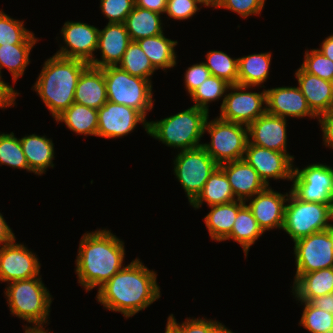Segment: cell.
Returning a JSON list of instances; mask_svg holds the SVG:
<instances>
[{"mask_svg": "<svg viewBox=\"0 0 333 333\" xmlns=\"http://www.w3.org/2000/svg\"><path fill=\"white\" fill-rule=\"evenodd\" d=\"M60 33L66 46L60 47L56 55L79 59L88 64L93 61L95 58L93 52L98 47V28L86 23L67 21Z\"/></svg>", "mask_w": 333, "mask_h": 333, "instance_id": "obj_15", "label": "cell"}, {"mask_svg": "<svg viewBox=\"0 0 333 333\" xmlns=\"http://www.w3.org/2000/svg\"><path fill=\"white\" fill-rule=\"evenodd\" d=\"M20 143L31 172L41 176L48 167H54V144L51 139L32 134L21 138Z\"/></svg>", "mask_w": 333, "mask_h": 333, "instance_id": "obj_25", "label": "cell"}, {"mask_svg": "<svg viewBox=\"0 0 333 333\" xmlns=\"http://www.w3.org/2000/svg\"><path fill=\"white\" fill-rule=\"evenodd\" d=\"M24 21L11 18L0 11V46L16 44H36L38 41L34 34L27 30Z\"/></svg>", "mask_w": 333, "mask_h": 333, "instance_id": "obj_35", "label": "cell"}, {"mask_svg": "<svg viewBox=\"0 0 333 333\" xmlns=\"http://www.w3.org/2000/svg\"><path fill=\"white\" fill-rule=\"evenodd\" d=\"M35 44H16L0 46V76L2 68H7L13 81L22 77L30 62L29 54Z\"/></svg>", "mask_w": 333, "mask_h": 333, "instance_id": "obj_33", "label": "cell"}, {"mask_svg": "<svg viewBox=\"0 0 333 333\" xmlns=\"http://www.w3.org/2000/svg\"><path fill=\"white\" fill-rule=\"evenodd\" d=\"M267 113L282 118L318 117L311 111L299 87H276L266 90Z\"/></svg>", "mask_w": 333, "mask_h": 333, "instance_id": "obj_19", "label": "cell"}, {"mask_svg": "<svg viewBox=\"0 0 333 333\" xmlns=\"http://www.w3.org/2000/svg\"><path fill=\"white\" fill-rule=\"evenodd\" d=\"M219 167L226 174L237 200L246 202L267 187L257 171L244 159L227 162Z\"/></svg>", "mask_w": 333, "mask_h": 333, "instance_id": "obj_22", "label": "cell"}, {"mask_svg": "<svg viewBox=\"0 0 333 333\" xmlns=\"http://www.w3.org/2000/svg\"><path fill=\"white\" fill-rule=\"evenodd\" d=\"M4 164L31 172L20 139L16 138L13 132L0 134V165Z\"/></svg>", "mask_w": 333, "mask_h": 333, "instance_id": "obj_38", "label": "cell"}, {"mask_svg": "<svg viewBox=\"0 0 333 333\" xmlns=\"http://www.w3.org/2000/svg\"><path fill=\"white\" fill-rule=\"evenodd\" d=\"M196 2L200 5L203 4V6L205 5L206 7L212 6L214 8H219L221 0H196Z\"/></svg>", "mask_w": 333, "mask_h": 333, "instance_id": "obj_52", "label": "cell"}, {"mask_svg": "<svg viewBox=\"0 0 333 333\" xmlns=\"http://www.w3.org/2000/svg\"><path fill=\"white\" fill-rule=\"evenodd\" d=\"M210 71L202 62L196 63L186 70L184 81L185 87L189 94H191L200 84H202L209 76Z\"/></svg>", "mask_w": 333, "mask_h": 333, "instance_id": "obj_45", "label": "cell"}, {"mask_svg": "<svg viewBox=\"0 0 333 333\" xmlns=\"http://www.w3.org/2000/svg\"><path fill=\"white\" fill-rule=\"evenodd\" d=\"M326 146L333 148V113L321 117L319 120Z\"/></svg>", "mask_w": 333, "mask_h": 333, "instance_id": "obj_47", "label": "cell"}, {"mask_svg": "<svg viewBox=\"0 0 333 333\" xmlns=\"http://www.w3.org/2000/svg\"><path fill=\"white\" fill-rule=\"evenodd\" d=\"M15 239V235L11 228L7 225L3 215L0 213V247L12 242Z\"/></svg>", "mask_w": 333, "mask_h": 333, "instance_id": "obj_50", "label": "cell"}, {"mask_svg": "<svg viewBox=\"0 0 333 333\" xmlns=\"http://www.w3.org/2000/svg\"><path fill=\"white\" fill-rule=\"evenodd\" d=\"M107 101L103 69L88 65L78 78L74 103L98 110Z\"/></svg>", "mask_w": 333, "mask_h": 333, "instance_id": "obj_23", "label": "cell"}, {"mask_svg": "<svg viewBox=\"0 0 333 333\" xmlns=\"http://www.w3.org/2000/svg\"><path fill=\"white\" fill-rule=\"evenodd\" d=\"M304 303V310L299 322L310 333H333V314L312 306L309 302Z\"/></svg>", "mask_w": 333, "mask_h": 333, "instance_id": "obj_39", "label": "cell"}, {"mask_svg": "<svg viewBox=\"0 0 333 333\" xmlns=\"http://www.w3.org/2000/svg\"><path fill=\"white\" fill-rule=\"evenodd\" d=\"M139 122L148 134L149 121L139 111L107 101L98 109L97 136L108 139L122 137L132 132Z\"/></svg>", "mask_w": 333, "mask_h": 333, "instance_id": "obj_13", "label": "cell"}, {"mask_svg": "<svg viewBox=\"0 0 333 333\" xmlns=\"http://www.w3.org/2000/svg\"><path fill=\"white\" fill-rule=\"evenodd\" d=\"M235 200L237 199L231 189L228 178L218 166L206 181L201 193L190 205L195 209H199L203 202H206L210 207L230 203Z\"/></svg>", "mask_w": 333, "mask_h": 333, "instance_id": "obj_27", "label": "cell"}, {"mask_svg": "<svg viewBox=\"0 0 333 333\" xmlns=\"http://www.w3.org/2000/svg\"><path fill=\"white\" fill-rule=\"evenodd\" d=\"M251 87L230 85L231 93H226L221 104L219 118L249 126L258 117L267 112L266 89L262 92H246ZM245 91V92H244ZM265 104L263 107L262 105Z\"/></svg>", "mask_w": 333, "mask_h": 333, "instance_id": "obj_12", "label": "cell"}, {"mask_svg": "<svg viewBox=\"0 0 333 333\" xmlns=\"http://www.w3.org/2000/svg\"><path fill=\"white\" fill-rule=\"evenodd\" d=\"M209 112L191 106L183 112L160 121L148 122V134L174 149L181 151L201 147L205 124Z\"/></svg>", "mask_w": 333, "mask_h": 333, "instance_id": "obj_4", "label": "cell"}, {"mask_svg": "<svg viewBox=\"0 0 333 333\" xmlns=\"http://www.w3.org/2000/svg\"><path fill=\"white\" fill-rule=\"evenodd\" d=\"M222 323L203 318H186L181 325L176 322L173 314L169 315L166 328L170 333H214Z\"/></svg>", "mask_w": 333, "mask_h": 333, "instance_id": "obj_40", "label": "cell"}, {"mask_svg": "<svg viewBox=\"0 0 333 333\" xmlns=\"http://www.w3.org/2000/svg\"><path fill=\"white\" fill-rule=\"evenodd\" d=\"M285 205L283 229L293 241L328 230L333 221V205L305 202L291 192Z\"/></svg>", "mask_w": 333, "mask_h": 333, "instance_id": "obj_7", "label": "cell"}, {"mask_svg": "<svg viewBox=\"0 0 333 333\" xmlns=\"http://www.w3.org/2000/svg\"><path fill=\"white\" fill-rule=\"evenodd\" d=\"M207 62H203L210 74L225 80L230 85L237 84L238 58H232L222 51H209L206 55Z\"/></svg>", "mask_w": 333, "mask_h": 333, "instance_id": "obj_36", "label": "cell"}, {"mask_svg": "<svg viewBox=\"0 0 333 333\" xmlns=\"http://www.w3.org/2000/svg\"><path fill=\"white\" fill-rule=\"evenodd\" d=\"M285 118L265 113L248 126L249 143L263 148L287 153V132ZM251 138V139H250Z\"/></svg>", "mask_w": 333, "mask_h": 333, "instance_id": "obj_18", "label": "cell"}, {"mask_svg": "<svg viewBox=\"0 0 333 333\" xmlns=\"http://www.w3.org/2000/svg\"><path fill=\"white\" fill-rule=\"evenodd\" d=\"M214 333H233L231 330L227 329L224 325H221Z\"/></svg>", "mask_w": 333, "mask_h": 333, "instance_id": "obj_54", "label": "cell"}, {"mask_svg": "<svg viewBox=\"0 0 333 333\" xmlns=\"http://www.w3.org/2000/svg\"><path fill=\"white\" fill-rule=\"evenodd\" d=\"M295 76L308 106L319 119L333 113L332 82L310 74L302 67L296 70Z\"/></svg>", "mask_w": 333, "mask_h": 333, "instance_id": "obj_21", "label": "cell"}, {"mask_svg": "<svg viewBox=\"0 0 333 333\" xmlns=\"http://www.w3.org/2000/svg\"><path fill=\"white\" fill-rule=\"evenodd\" d=\"M88 65L56 54L44 62L33 88L55 119L74 103L78 78Z\"/></svg>", "mask_w": 333, "mask_h": 333, "instance_id": "obj_3", "label": "cell"}, {"mask_svg": "<svg viewBox=\"0 0 333 333\" xmlns=\"http://www.w3.org/2000/svg\"><path fill=\"white\" fill-rule=\"evenodd\" d=\"M19 95L12 86L2 80L0 76V107L7 108L15 104V99Z\"/></svg>", "mask_w": 333, "mask_h": 333, "instance_id": "obj_46", "label": "cell"}, {"mask_svg": "<svg viewBox=\"0 0 333 333\" xmlns=\"http://www.w3.org/2000/svg\"><path fill=\"white\" fill-rule=\"evenodd\" d=\"M100 9L108 23H124L135 6V0H101Z\"/></svg>", "mask_w": 333, "mask_h": 333, "instance_id": "obj_42", "label": "cell"}, {"mask_svg": "<svg viewBox=\"0 0 333 333\" xmlns=\"http://www.w3.org/2000/svg\"><path fill=\"white\" fill-rule=\"evenodd\" d=\"M161 14L134 6L124 21L131 41L153 37L163 33Z\"/></svg>", "mask_w": 333, "mask_h": 333, "instance_id": "obj_28", "label": "cell"}, {"mask_svg": "<svg viewBox=\"0 0 333 333\" xmlns=\"http://www.w3.org/2000/svg\"><path fill=\"white\" fill-rule=\"evenodd\" d=\"M25 333H52V332H48L47 330H44L43 327L26 326Z\"/></svg>", "mask_w": 333, "mask_h": 333, "instance_id": "obj_53", "label": "cell"}, {"mask_svg": "<svg viewBox=\"0 0 333 333\" xmlns=\"http://www.w3.org/2000/svg\"><path fill=\"white\" fill-rule=\"evenodd\" d=\"M206 131L211 136V142L202 143V147L218 165L243 159L249 142L248 126L218 117L212 121L207 118Z\"/></svg>", "mask_w": 333, "mask_h": 333, "instance_id": "obj_8", "label": "cell"}, {"mask_svg": "<svg viewBox=\"0 0 333 333\" xmlns=\"http://www.w3.org/2000/svg\"><path fill=\"white\" fill-rule=\"evenodd\" d=\"M12 242L0 247V281L13 282L39 276L40 262L23 244Z\"/></svg>", "mask_w": 333, "mask_h": 333, "instance_id": "obj_14", "label": "cell"}, {"mask_svg": "<svg viewBox=\"0 0 333 333\" xmlns=\"http://www.w3.org/2000/svg\"><path fill=\"white\" fill-rule=\"evenodd\" d=\"M323 55L333 61V34L328 36L321 44L320 49Z\"/></svg>", "mask_w": 333, "mask_h": 333, "instance_id": "obj_51", "label": "cell"}, {"mask_svg": "<svg viewBox=\"0 0 333 333\" xmlns=\"http://www.w3.org/2000/svg\"><path fill=\"white\" fill-rule=\"evenodd\" d=\"M290 192L305 202L333 205V168L324 164H311L302 170H293Z\"/></svg>", "mask_w": 333, "mask_h": 333, "instance_id": "obj_10", "label": "cell"}, {"mask_svg": "<svg viewBox=\"0 0 333 333\" xmlns=\"http://www.w3.org/2000/svg\"><path fill=\"white\" fill-rule=\"evenodd\" d=\"M332 100H333V81H332Z\"/></svg>", "mask_w": 333, "mask_h": 333, "instance_id": "obj_56", "label": "cell"}, {"mask_svg": "<svg viewBox=\"0 0 333 333\" xmlns=\"http://www.w3.org/2000/svg\"><path fill=\"white\" fill-rule=\"evenodd\" d=\"M244 155L243 159L257 171L266 186H269L270 178L291 181L294 165L293 160L286 153L248 142Z\"/></svg>", "mask_w": 333, "mask_h": 333, "instance_id": "obj_16", "label": "cell"}, {"mask_svg": "<svg viewBox=\"0 0 333 333\" xmlns=\"http://www.w3.org/2000/svg\"><path fill=\"white\" fill-rule=\"evenodd\" d=\"M5 291L12 315L33 323V327L47 324L52 298L41 276L10 282Z\"/></svg>", "mask_w": 333, "mask_h": 333, "instance_id": "obj_5", "label": "cell"}, {"mask_svg": "<svg viewBox=\"0 0 333 333\" xmlns=\"http://www.w3.org/2000/svg\"><path fill=\"white\" fill-rule=\"evenodd\" d=\"M271 63V53L250 54L238 58L237 84L257 87L266 82Z\"/></svg>", "mask_w": 333, "mask_h": 333, "instance_id": "obj_29", "label": "cell"}, {"mask_svg": "<svg viewBox=\"0 0 333 333\" xmlns=\"http://www.w3.org/2000/svg\"><path fill=\"white\" fill-rule=\"evenodd\" d=\"M219 165L201 146L180 151L174 160V175L191 204L201 193L210 175Z\"/></svg>", "mask_w": 333, "mask_h": 333, "instance_id": "obj_9", "label": "cell"}, {"mask_svg": "<svg viewBox=\"0 0 333 333\" xmlns=\"http://www.w3.org/2000/svg\"><path fill=\"white\" fill-rule=\"evenodd\" d=\"M137 42L157 70L163 69L164 71L176 66L174 47L178 44L177 40L168 39L162 33L153 37L142 38Z\"/></svg>", "mask_w": 333, "mask_h": 333, "instance_id": "obj_30", "label": "cell"}, {"mask_svg": "<svg viewBox=\"0 0 333 333\" xmlns=\"http://www.w3.org/2000/svg\"><path fill=\"white\" fill-rule=\"evenodd\" d=\"M329 230L331 231L332 238H333V224H332V226L329 228Z\"/></svg>", "mask_w": 333, "mask_h": 333, "instance_id": "obj_55", "label": "cell"}, {"mask_svg": "<svg viewBox=\"0 0 333 333\" xmlns=\"http://www.w3.org/2000/svg\"><path fill=\"white\" fill-rule=\"evenodd\" d=\"M118 66L132 76L151 81L150 76L157 70L141 49L137 41H131Z\"/></svg>", "mask_w": 333, "mask_h": 333, "instance_id": "obj_34", "label": "cell"}, {"mask_svg": "<svg viewBox=\"0 0 333 333\" xmlns=\"http://www.w3.org/2000/svg\"><path fill=\"white\" fill-rule=\"evenodd\" d=\"M296 274L303 275L333 267V238L325 230L294 241Z\"/></svg>", "mask_w": 333, "mask_h": 333, "instance_id": "obj_11", "label": "cell"}, {"mask_svg": "<svg viewBox=\"0 0 333 333\" xmlns=\"http://www.w3.org/2000/svg\"><path fill=\"white\" fill-rule=\"evenodd\" d=\"M130 42L124 23H108L98 34L97 50L100 49L102 59L94 58L89 65L97 68L118 66Z\"/></svg>", "mask_w": 333, "mask_h": 333, "instance_id": "obj_20", "label": "cell"}, {"mask_svg": "<svg viewBox=\"0 0 333 333\" xmlns=\"http://www.w3.org/2000/svg\"><path fill=\"white\" fill-rule=\"evenodd\" d=\"M309 303L316 308H320L330 314H333V292L321 297H314L309 301Z\"/></svg>", "mask_w": 333, "mask_h": 333, "instance_id": "obj_49", "label": "cell"}, {"mask_svg": "<svg viewBox=\"0 0 333 333\" xmlns=\"http://www.w3.org/2000/svg\"><path fill=\"white\" fill-rule=\"evenodd\" d=\"M288 196V193L283 195L267 186L248 199L250 202L247 206L263 232L274 228L283 229L285 203Z\"/></svg>", "mask_w": 333, "mask_h": 333, "instance_id": "obj_17", "label": "cell"}, {"mask_svg": "<svg viewBox=\"0 0 333 333\" xmlns=\"http://www.w3.org/2000/svg\"><path fill=\"white\" fill-rule=\"evenodd\" d=\"M230 84L219 77L210 75L200 86H198L191 94V99L200 109L209 112V102L219 100L220 97L225 98V93L229 89ZM224 94V95H223Z\"/></svg>", "mask_w": 333, "mask_h": 333, "instance_id": "obj_37", "label": "cell"}, {"mask_svg": "<svg viewBox=\"0 0 333 333\" xmlns=\"http://www.w3.org/2000/svg\"><path fill=\"white\" fill-rule=\"evenodd\" d=\"M251 210L245 203L239 210L235 219L231 233L223 240L233 239L243 248L245 257L247 256L250 246L263 234Z\"/></svg>", "mask_w": 333, "mask_h": 333, "instance_id": "obj_32", "label": "cell"}, {"mask_svg": "<svg viewBox=\"0 0 333 333\" xmlns=\"http://www.w3.org/2000/svg\"><path fill=\"white\" fill-rule=\"evenodd\" d=\"M124 243L110 230H95L83 235L76 258L78 283L86 291L101 287L123 266Z\"/></svg>", "mask_w": 333, "mask_h": 333, "instance_id": "obj_2", "label": "cell"}, {"mask_svg": "<svg viewBox=\"0 0 333 333\" xmlns=\"http://www.w3.org/2000/svg\"><path fill=\"white\" fill-rule=\"evenodd\" d=\"M265 0H221L219 8L236 12L241 17L258 15L263 10Z\"/></svg>", "mask_w": 333, "mask_h": 333, "instance_id": "obj_43", "label": "cell"}, {"mask_svg": "<svg viewBox=\"0 0 333 333\" xmlns=\"http://www.w3.org/2000/svg\"><path fill=\"white\" fill-rule=\"evenodd\" d=\"M167 0H135V6L141 7L159 14L166 9Z\"/></svg>", "mask_w": 333, "mask_h": 333, "instance_id": "obj_48", "label": "cell"}, {"mask_svg": "<svg viewBox=\"0 0 333 333\" xmlns=\"http://www.w3.org/2000/svg\"><path fill=\"white\" fill-rule=\"evenodd\" d=\"M198 5L196 0H167L164 13L175 20H185L200 10Z\"/></svg>", "mask_w": 333, "mask_h": 333, "instance_id": "obj_44", "label": "cell"}, {"mask_svg": "<svg viewBox=\"0 0 333 333\" xmlns=\"http://www.w3.org/2000/svg\"><path fill=\"white\" fill-rule=\"evenodd\" d=\"M102 69L108 101L133 108L146 118L153 108L152 82L132 76L119 66Z\"/></svg>", "mask_w": 333, "mask_h": 333, "instance_id": "obj_6", "label": "cell"}, {"mask_svg": "<svg viewBox=\"0 0 333 333\" xmlns=\"http://www.w3.org/2000/svg\"><path fill=\"white\" fill-rule=\"evenodd\" d=\"M245 203V201L235 200L210 206L211 211L205 216L204 221L212 240L222 242L231 233L238 210Z\"/></svg>", "mask_w": 333, "mask_h": 333, "instance_id": "obj_26", "label": "cell"}, {"mask_svg": "<svg viewBox=\"0 0 333 333\" xmlns=\"http://www.w3.org/2000/svg\"><path fill=\"white\" fill-rule=\"evenodd\" d=\"M293 295L298 301L309 302L333 292V267L320 269L303 275H295Z\"/></svg>", "mask_w": 333, "mask_h": 333, "instance_id": "obj_24", "label": "cell"}, {"mask_svg": "<svg viewBox=\"0 0 333 333\" xmlns=\"http://www.w3.org/2000/svg\"><path fill=\"white\" fill-rule=\"evenodd\" d=\"M301 67L310 74L330 82L333 81V61L325 57L318 48L305 52Z\"/></svg>", "mask_w": 333, "mask_h": 333, "instance_id": "obj_41", "label": "cell"}, {"mask_svg": "<svg viewBox=\"0 0 333 333\" xmlns=\"http://www.w3.org/2000/svg\"><path fill=\"white\" fill-rule=\"evenodd\" d=\"M55 120L56 122H64L68 129L72 130L76 134L97 136V109L73 103Z\"/></svg>", "mask_w": 333, "mask_h": 333, "instance_id": "obj_31", "label": "cell"}, {"mask_svg": "<svg viewBox=\"0 0 333 333\" xmlns=\"http://www.w3.org/2000/svg\"><path fill=\"white\" fill-rule=\"evenodd\" d=\"M156 278L155 271L136 258L98 288L97 301L107 310L132 317L160 298Z\"/></svg>", "mask_w": 333, "mask_h": 333, "instance_id": "obj_1", "label": "cell"}]
</instances>
